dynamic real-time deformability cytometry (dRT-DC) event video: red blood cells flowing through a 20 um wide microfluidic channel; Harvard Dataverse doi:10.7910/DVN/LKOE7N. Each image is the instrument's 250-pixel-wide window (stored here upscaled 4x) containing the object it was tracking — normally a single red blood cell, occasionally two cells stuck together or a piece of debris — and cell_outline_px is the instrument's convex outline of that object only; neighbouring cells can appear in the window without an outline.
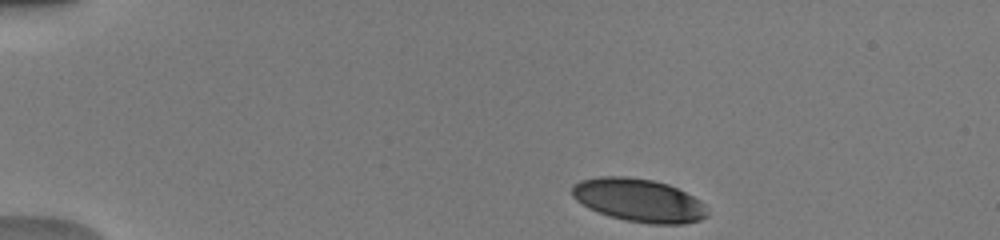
{"species": "human", "species_latin": "Homo sapiens", "temperature_condition": "warm", "stored_images_in_passage": 43, "camera_frame_rate_fps": 3000, "um_per_image_px": 0.085, "donor": {"sex": "male"}, "frame": {"image": 1, "passage_image": 1, "time_ms": 0.0, "image_size_px": [1000, 240], "cell_outline_px": [[708, 216], [700, 220], [684, 224], [648, 224], [624, 220], [608, 216], [588, 208], [576, 200], [572, 196], [572, 184], [580, 180], [600, 176], [628, 176], [652, 180], [668, 184], [700, 200], [704, 204]], "centroid_in_image_um": [54.27, 17.02], "position_along_channel_um": 30.7, "area_um2": 34.22}}
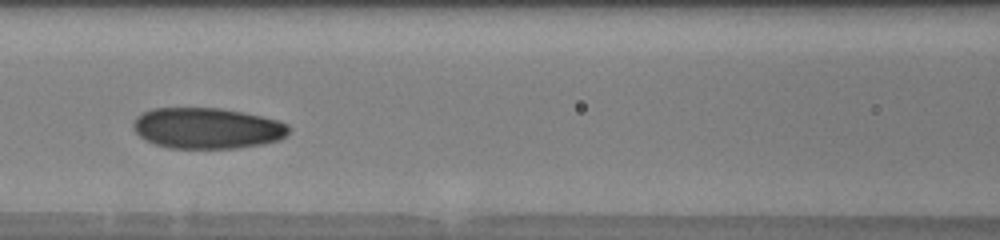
{"frame": {"image": 2, "passage_image": 16, "time_ms": 5.0, "image_size_px": [1000, 240], "cell_outline_px": [[288, 132], [280, 140], [264, 144], [240, 148], [168, 148], [156, 144], [140, 136], [132, 128], [132, 124], [136, 116], [152, 108], [220, 108], [244, 112], [276, 120], [288, 124]], "centroid_in_image_um": [17.6, 10.9], "position_along_channel_um": 149.0, "area_um2": 37.11}}
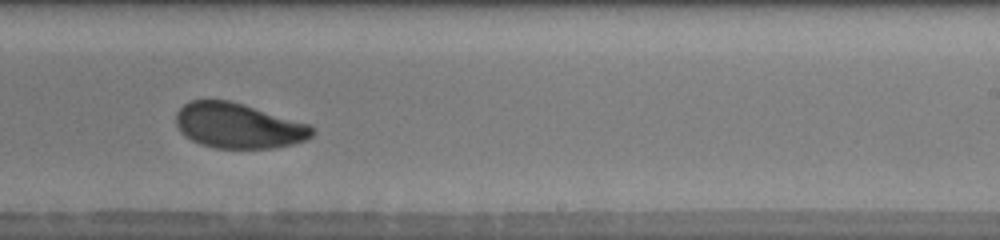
{"frame": {"image": 3, "passage_image": 25, "time_ms": 8.0, "image_size_px": [1000, 240], "cell_outline_px": [[316, 132], [308, 140], [292, 144], [272, 148], [216, 148], [200, 144], [184, 136], [180, 132], [176, 124], [176, 112], [184, 104], [192, 100], [228, 100], [244, 104], [312, 124], [316, 128]], "centroid_in_image_um": [20.31, 10.69], "position_along_channel_um": 268.7, "area_um2": 36.3}, "authors_computed_cell_mechanics": {"area_um2": 36.2406, "velocity_mm_per_s": 4.0059, "shape_relaxation_time_tau1_ms": 3.5971, "shape_relaxation_time_tau2_ms": 2.529, "deformation_change_tau1": 0.1429, "deformation_change_tau2": 0.075}}